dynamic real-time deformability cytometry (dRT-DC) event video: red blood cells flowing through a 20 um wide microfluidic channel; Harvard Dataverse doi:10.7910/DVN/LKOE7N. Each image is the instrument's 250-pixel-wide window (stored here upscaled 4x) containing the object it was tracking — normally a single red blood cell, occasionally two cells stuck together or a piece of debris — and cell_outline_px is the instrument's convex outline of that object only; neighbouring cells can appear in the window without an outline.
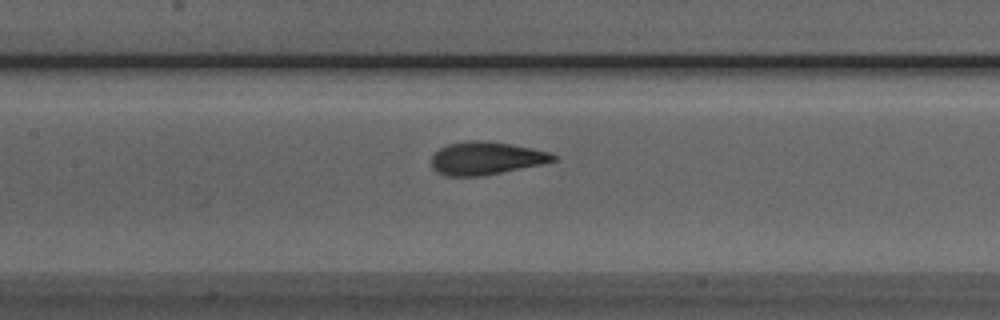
{"species": "Egyptian fruit bat (a non-hibernating species)", "species_latin": "Rousettus aegyptiacus", "temperature_condition": "room temperature", "stored_images_in_passage": 32, "camera_frame_rate_fps": 3000, "um_per_image_px": 0.085, "animal": {"sex": "male"}, "frame": {"image": 1, "passage_image": 11, "time_ms": 3.333, "image_size_px": [1000, 320], "cell_outline_px": [[560, 160], [484, 176], [448, 176], [436, 172], [432, 168], [432, 152], [448, 144], [468, 140], [476, 140], [508, 144], [532, 148], [548, 152], [560, 156]], "centroid_in_image_um": [41.31, 13.46], "position_along_channel_um": 166.1, "area_um2": 23.47}}
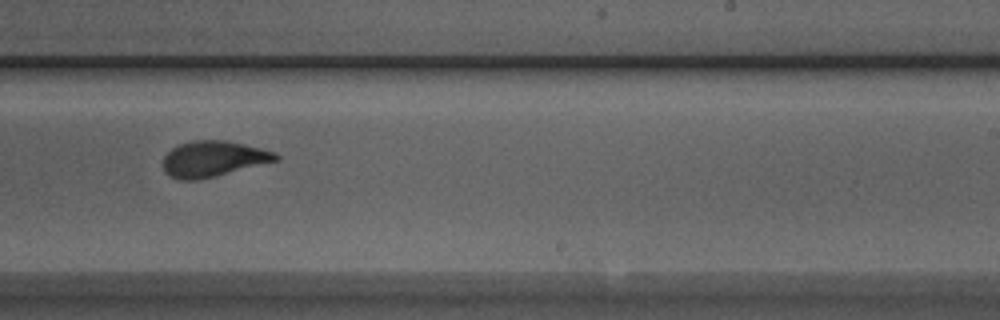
{"frame": {"image": 2, "passage_image": 19, "time_ms": 6.0, "image_size_px": [1000, 320], "cell_outline_px": [[280, 160], [200, 180], [180, 180], [164, 172], [164, 156], [172, 148], [180, 144], [192, 140], [224, 140], [244, 144], [276, 152], [280, 156]], "centroid_in_image_um": [18.15, 13.5], "position_along_channel_um": 270.8, "area_um2": 23.52}}
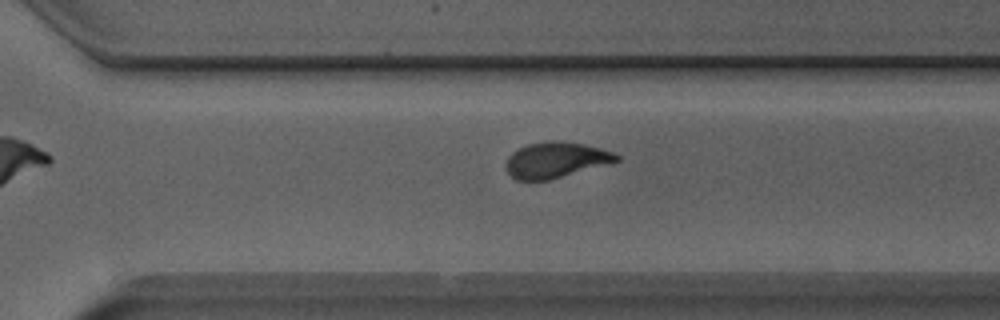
{"frame": {"image": 3, "passage_image": 23, "time_ms": 7.333, "image_size_px": [1000, 320], "cell_outline_px": [[620, 160], [548, 180], [516, 180], [504, 168], [504, 164], [508, 156], [512, 152], [528, 144], [548, 140], [564, 140], [584, 144], [600, 148], [612, 152], [620, 156]], "centroid_in_image_um": [47.19, 13.58], "position_along_channel_um": 323.4, "area_um2": 22.95}, "authors_computed_cell_mechanics": {"area_um2": 23.6113, "velocity_mm_per_s": 3.9513, "shape_relaxation_time_tau1_ms": 3.8224, "shape_relaxation_time_tau2_ms": 0.7592, "deformation_change_tau1": 0.1754, "deformation_change_tau2": 0.0739}}